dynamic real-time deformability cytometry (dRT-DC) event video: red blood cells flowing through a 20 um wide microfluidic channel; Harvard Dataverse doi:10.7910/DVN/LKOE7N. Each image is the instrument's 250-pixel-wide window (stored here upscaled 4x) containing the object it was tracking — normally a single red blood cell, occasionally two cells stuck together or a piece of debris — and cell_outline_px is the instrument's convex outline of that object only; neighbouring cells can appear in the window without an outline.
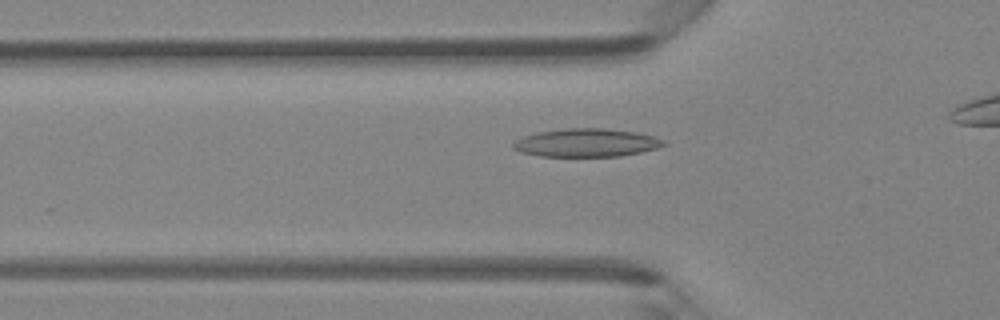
{"species": "Egyptian fruit bat (a non-hibernating species)", "species_latin": "Rousettus aegyptiacus", "temperature_condition": "room temperature", "stored_images_in_passage": 31, "camera_frame_rate_fps": 3000, "um_per_image_px": 0.085, "animal": {"sex": "female"}, "frame": {"image": 1, "passage_image": 8, "time_ms": 2.333, "image_size_px": [1000, 320], "cell_outline_px": [[668, 144], [656, 148], [640, 152], [620, 156], [540, 156], [520, 152], [512, 148], [512, 144], [516, 140], [524, 136], [536, 132], [568, 128], [604, 128], [636, 132], [652, 136], [664, 140]], "centroid_in_image_um": [49.83, 12.13], "position_along_channel_um": 76.0, "area_um2": 24.68}}
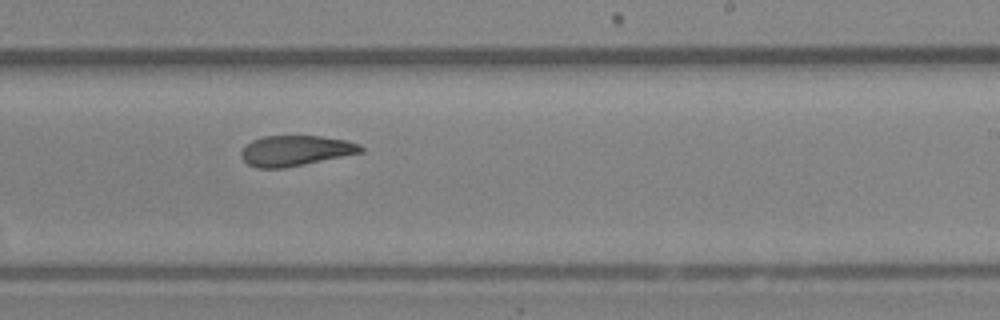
{"frame": {"image": 2, "passage_image": 21, "time_ms": 6.667, "image_size_px": [1000, 320], "cell_outline_px": [[364, 152], [284, 168], [256, 168], [248, 164], [240, 156], [240, 152], [252, 140], [264, 136], [320, 136], [344, 140], [360, 144], [364, 148]], "centroid_in_image_um": [25.12, 12.81], "position_along_channel_um": 263.9, "area_um2": 21.1}}
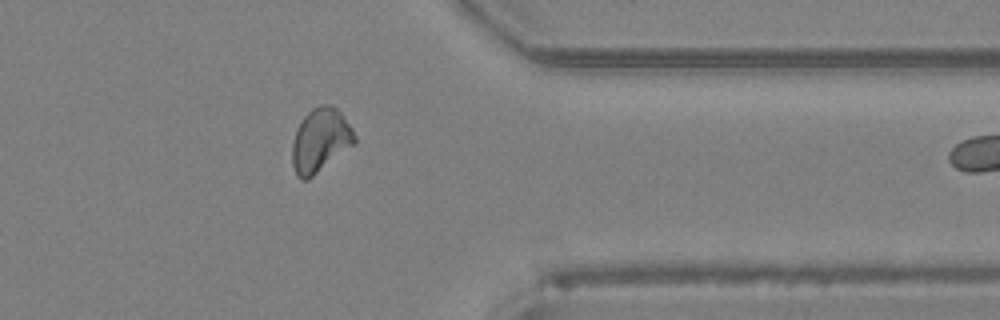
{"frame": {"image": 3, "passage_image": 30, "time_ms": 9.667, "image_size_px": [1000, 320], "cell_outline_px": [[356, 144], [308, 180], [300, 180], [296, 176], [292, 164], [292, 144], [296, 128], [304, 116], [312, 108], [320, 104], [332, 104], [340, 112], [352, 128], [356, 136]], "centroid_in_image_um": [27.23, 11.94], "position_along_channel_um": 384.2, "area_um2": 23.58}}